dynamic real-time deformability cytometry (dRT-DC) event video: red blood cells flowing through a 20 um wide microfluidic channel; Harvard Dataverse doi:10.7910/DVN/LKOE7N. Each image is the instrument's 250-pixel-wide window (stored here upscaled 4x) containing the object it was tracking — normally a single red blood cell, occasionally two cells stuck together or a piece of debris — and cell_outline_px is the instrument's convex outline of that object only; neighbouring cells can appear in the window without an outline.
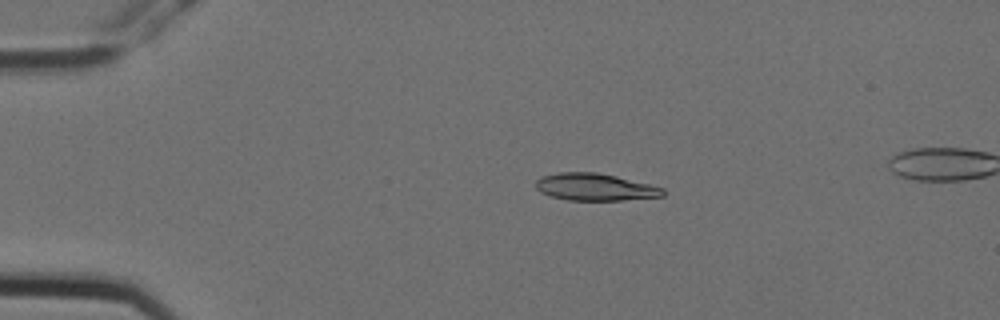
{"species": "Egyptian fruit bat (a non-hibernating species)", "species_latin": "Rousettus aegyptiacus", "temperature_condition": "cold", "stored_images_in_passage": 5, "segment_of_instrument_passage": [1, 2], "camera_frame_rate_fps": 3000, "um_per_image_px": 0.085, "animal": {"sex": "female"}, "frame": {"image": 1, "passage_image": 3, "time_ms": 0.667, "image_size_px": [1000, 320], "cell_outline_px": [[664, 196], [620, 200], [568, 200], [552, 196], [540, 192], [536, 188], [536, 180], [540, 176], [560, 172], [596, 172], [616, 176], [664, 188]], "centroid_in_image_um": [50.55, 15.89], "position_along_channel_um": 34.5, "area_um2": 20.0}}